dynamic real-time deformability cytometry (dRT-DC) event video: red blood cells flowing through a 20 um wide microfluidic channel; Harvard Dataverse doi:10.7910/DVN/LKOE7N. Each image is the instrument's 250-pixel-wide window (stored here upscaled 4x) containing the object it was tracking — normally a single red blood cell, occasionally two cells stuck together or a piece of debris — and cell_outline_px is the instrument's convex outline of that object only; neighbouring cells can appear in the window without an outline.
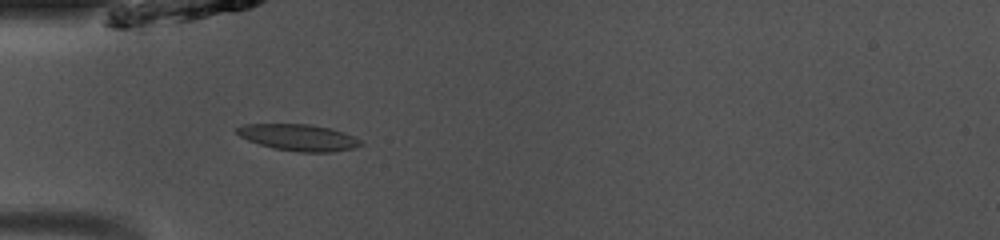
{"species": "common noctule bat (a hibernating species)", "species_latin": "Nyctalus noctula", "temperature_condition": "room temperature", "stored_images_in_passage": 39, "camera_frame_rate_fps": 3000, "um_per_image_px": 0.085, "animal": {"sex": "male", "body_mass_g": 13.0, "forearm_length_mm": 53.1}, "frame": {"image": 1, "passage_image": 5, "time_ms": 1.333, "image_size_px": [1000, 240], "cell_outline_px": [[364, 144], [352, 148], [332, 152], [300, 152], [272, 148], [248, 140], [240, 136], [236, 132], [236, 128], [244, 124], [308, 124], [328, 128], [344, 132], [360, 140]], "centroid_in_image_um": [25.36, 11.69], "position_along_channel_um": 59.6, "area_um2": 18.96}}
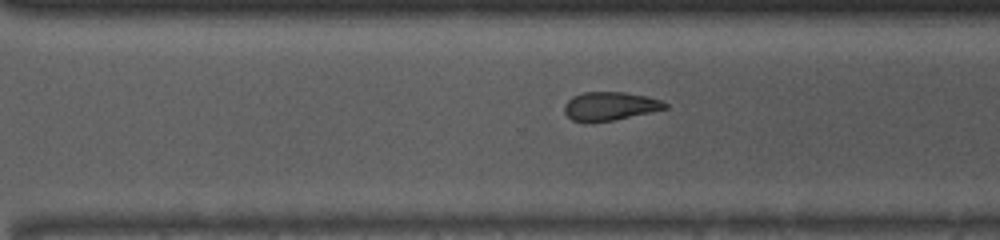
{"frame": {"image": 2, "passage_image": 24, "time_ms": 7.667, "image_size_px": [1000, 240], "cell_outline_px": [[668, 108], [652, 112], [612, 120], [572, 120], [564, 112], [564, 104], [572, 96], [584, 92], [624, 92], [648, 96], [660, 100], [668, 104]], "centroid_in_image_um": [51.88, 8.99], "position_along_channel_um": 318.7, "area_um2": 16.42}}
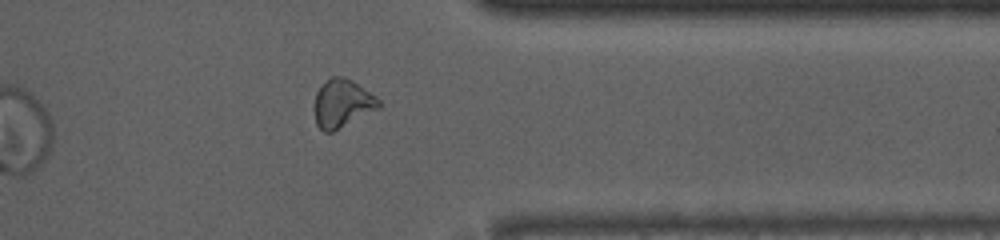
{"frame": {"image": 3, "passage_image": 29, "time_ms": 9.333, "image_size_px": [1000, 240], "cell_outline_px": [[380, 108], [332, 132], [324, 132], [316, 124], [316, 92], [332, 76], [344, 76], [352, 80], [376, 96], [380, 100]], "centroid_in_image_um": [29.13, 8.79], "position_along_channel_um": 382.3, "area_um2": 17.74}, "authors_computed_cell_mechanics": {"area_um2": 17.918, "velocity_mm_per_s": 4.1211, "shape_relaxation_time_tau1_ms": 4.837, "shape_relaxation_time_tau2_ms": 5.9107, "deformation_change_tau1": 0.1236, "deformation_change_tau2": 0.1398}}